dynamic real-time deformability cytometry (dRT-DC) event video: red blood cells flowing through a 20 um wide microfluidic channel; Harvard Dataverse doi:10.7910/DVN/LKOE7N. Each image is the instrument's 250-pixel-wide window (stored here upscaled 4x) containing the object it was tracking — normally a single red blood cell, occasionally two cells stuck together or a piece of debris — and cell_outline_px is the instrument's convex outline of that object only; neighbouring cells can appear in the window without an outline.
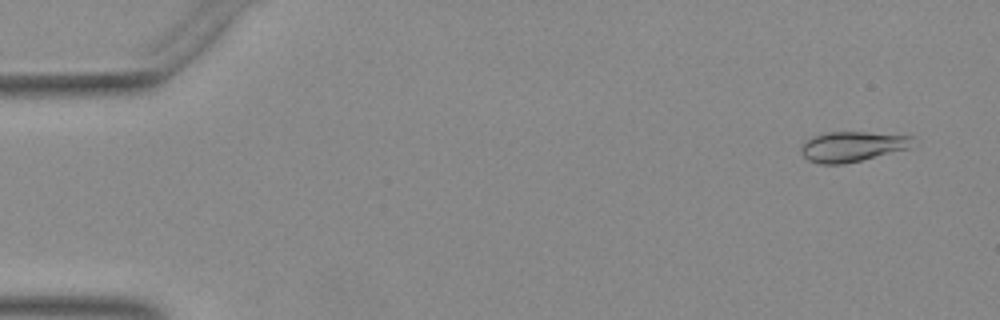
{"species": "Egyptian fruit bat (a non-hibernating species)", "species_latin": "Rousettus aegyptiacus", "temperature_condition": "warm", "stored_images_in_passage": 51, "camera_frame_rate_fps": 3000, "um_per_image_px": 0.085, "animal": {"sex": "female"}, "frame": {"image": 1, "passage_image": 3, "time_ms": 0.667, "image_size_px": [1000, 320], "cell_outline_px": [[912, 136], [908, 148], [844, 164], [820, 164], [808, 160], [800, 152], [800, 148], [804, 140], [828, 132], [868, 132]], "centroid_in_image_um": [72.35, 12.45], "position_along_channel_um": 12.7, "area_um2": 19.25}}
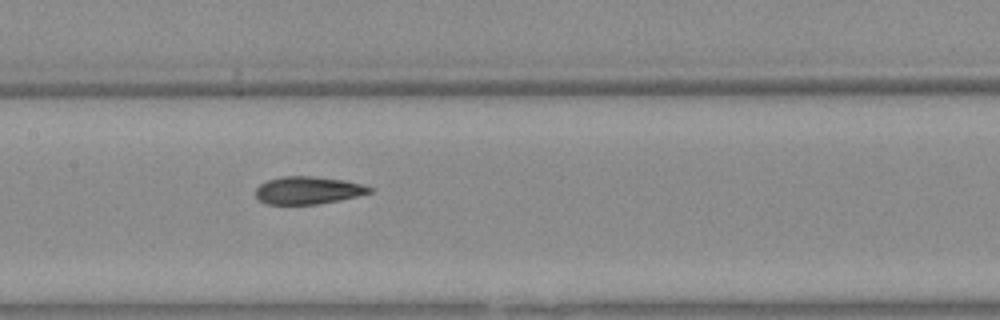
{"frame": {"image": 2, "passage_image": 25, "time_ms": 8.0, "image_size_px": [1000, 320], "cell_outline_px": [[372, 192], [340, 200], [316, 204], [268, 204], [260, 200], [256, 196], [256, 188], [260, 184], [268, 180], [280, 176], [312, 176], [344, 180], [360, 184], [372, 188]], "centroid_in_image_um": [26.16, 16.17], "position_along_channel_um": 181.2, "area_um2": 18.15}}
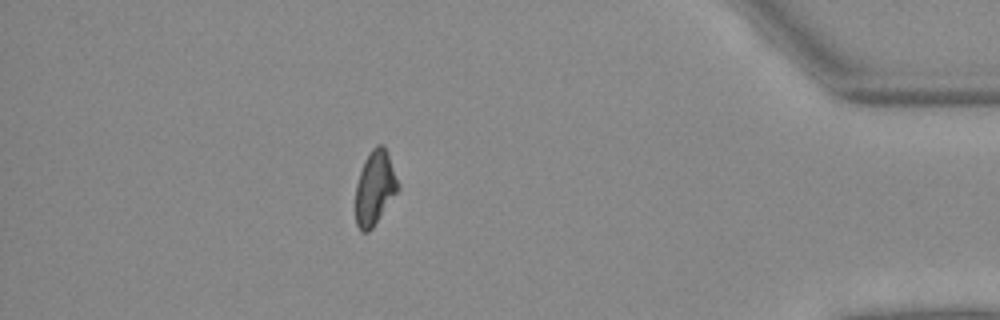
{"frame": {"image": 3, "passage_image": 45, "time_ms": 14.667, "image_size_px": [1000, 320], "cell_outline_px": [[400, 188], [372, 228], [368, 232], [360, 232], [356, 224], [356, 184], [364, 160], [372, 148], [376, 144], [384, 144], [400, 184]], "centroid_in_image_um": [31.87, 15.95], "position_along_channel_um": 403.3, "area_um2": 18.38}}